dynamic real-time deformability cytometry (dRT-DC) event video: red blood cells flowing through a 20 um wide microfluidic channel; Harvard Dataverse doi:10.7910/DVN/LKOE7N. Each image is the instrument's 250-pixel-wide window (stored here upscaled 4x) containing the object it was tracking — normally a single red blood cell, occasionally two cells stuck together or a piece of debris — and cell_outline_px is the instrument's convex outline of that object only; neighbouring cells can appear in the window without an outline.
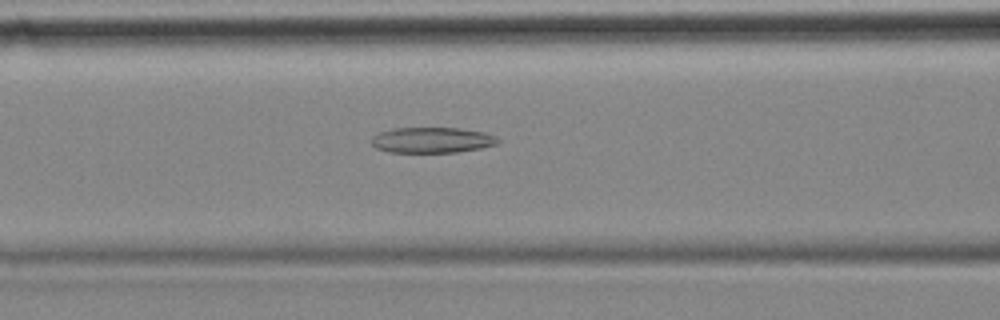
{"species": "common noctule bat (a hibernating species)", "species_latin": "Nyctalus noctula", "temperature_condition": "cold", "stored_images_in_passage": 39, "camera_frame_rate_fps": 3000, "um_per_image_px": 0.085, "animal": {"sex": "female", "body_mass_g": 18.4}, "frame": {"image": 1, "passage_image": 10, "time_ms": 3.0, "image_size_px": [1000, 320], "cell_outline_px": [[500, 140], [496, 144], [480, 148], [456, 152], [388, 152], [376, 148], [372, 144], [372, 136], [380, 132], [392, 128], [460, 128], [484, 132], [496, 136]], "centroid_in_image_um": [36.71, 11.9], "position_along_channel_um": 129.9, "area_um2": 18.84}}
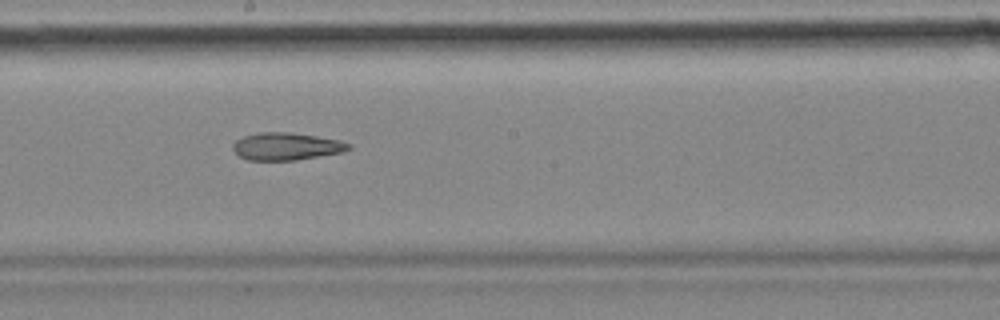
{"frame": {"image": 2, "passage_image": 18, "time_ms": 5.667, "image_size_px": [1000, 320], "cell_outline_px": [[352, 148], [340, 152], [296, 160], [248, 160], [240, 156], [232, 148], [232, 144], [236, 140], [244, 136], [256, 132], [288, 132], [316, 136], [340, 140], [352, 144]], "centroid_in_image_um": [24.33, 12.43], "position_along_channel_um": 223.9, "area_um2": 18.44}}
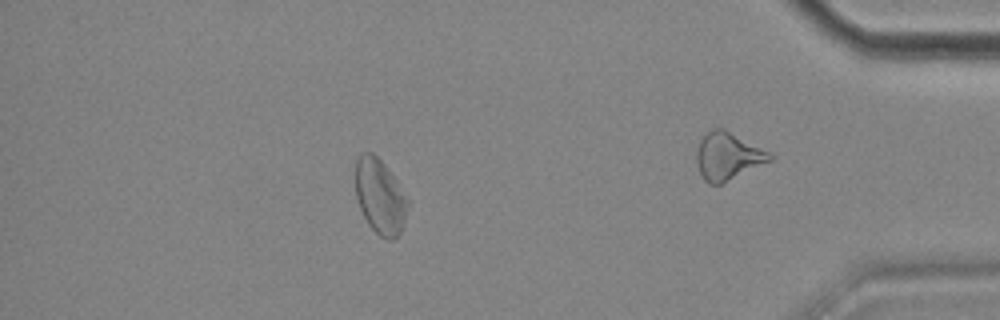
{"frame": {"image": 3, "passage_image": 31, "time_ms": 10.0, "image_size_px": [1000, 320], "cell_outline_px": [[408, 204], [400, 232], [392, 240], [388, 240], [380, 236], [368, 224], [360, 208], [356, 196], [356, 160], [364, 152], [372, 152], [384, 164], [396, 180], [408, 200]], "centroid_in_image_um": [32.28, 16.7], "position_along_channel_um": 402.9, "area_um2": 22.31}}